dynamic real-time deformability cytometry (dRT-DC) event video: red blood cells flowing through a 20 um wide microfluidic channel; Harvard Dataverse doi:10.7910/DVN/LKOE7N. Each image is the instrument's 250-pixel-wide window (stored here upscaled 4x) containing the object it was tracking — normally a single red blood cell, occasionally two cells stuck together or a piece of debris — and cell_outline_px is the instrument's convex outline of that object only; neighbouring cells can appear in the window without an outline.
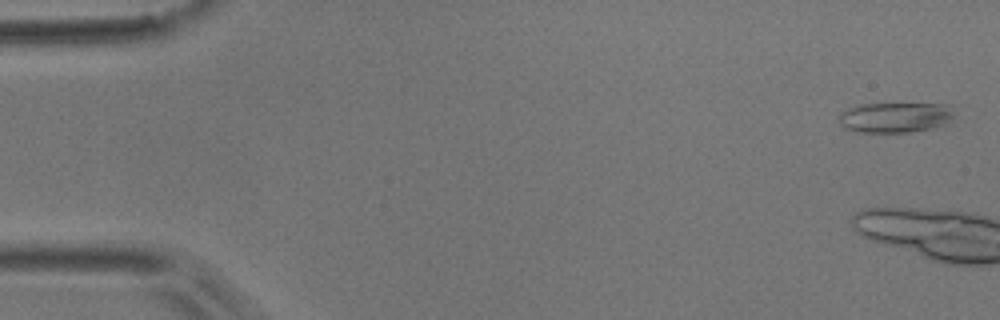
{"species": "common noctule bat (a hibernating species)", "species_latin": "Nyctalus noctula", "temperature_condition": "room temperature", "stored_images_in_passage": 7, "camera_frame_rate_fps": 3000, "um_per_image_px": 0.085, "animal": {"sex": "male", "body_mass_g": 17.9}, "frame": {"image": 1, "passage_image": 1, "time_ms": 0.0, "image_size_px": [1000, 320], "cell_outline_px": [[956, 116], [948, 124], [932, 128], [912, 132], [856, 132], [844, 128], [840, 124], [840, 112], [848, 108], [860, 104], [952, 104]], "centroid_in_image_um": [76.17, 9.98], "position_along_channel_um": 8.8, "area_um2": 20.75}}